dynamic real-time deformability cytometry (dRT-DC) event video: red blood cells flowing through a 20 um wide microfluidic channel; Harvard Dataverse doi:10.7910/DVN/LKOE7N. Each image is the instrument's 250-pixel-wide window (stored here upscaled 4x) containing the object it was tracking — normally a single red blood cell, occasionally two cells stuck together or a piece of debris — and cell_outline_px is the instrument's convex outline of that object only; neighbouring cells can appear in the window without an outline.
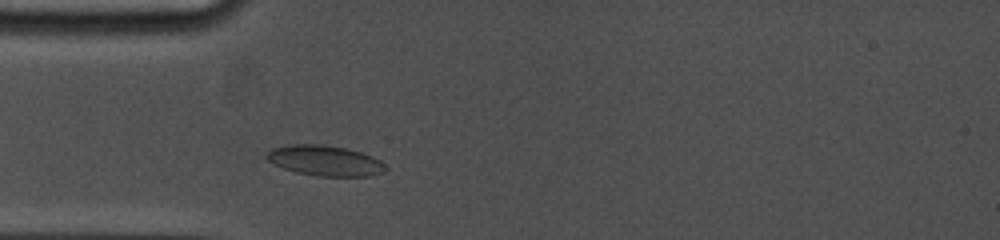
{"species": "common noctule bat (a hibernating species)", "species_latin": "Nyctalus noctula", "temperature_condition": "cold", "stored_images_in_passage": 16, "camera_frame_rate_fps": 5000, "um_per_image_px": 0.085, "animal": {"sex": "female", "body_mass_g": 19.0, "forearm_length_mm": 53.3}, "frame": {"image": 1, "passage_image": 14, "time_ms": 1.8, "image_size_px": [1000, 240], "cell_outline_px": [[384, 172], [368, 176], [316, 176], [296, 172], [272, 164], [264, 156], [272, 148], [292, 144], [324, 144], [348, 148], [372, 156], [380, 160], [384, 164]], "centroid_in_image_um": [27.59, 13.64], "position_along_channel_um": 57.4, "area_um2": 21.1}}